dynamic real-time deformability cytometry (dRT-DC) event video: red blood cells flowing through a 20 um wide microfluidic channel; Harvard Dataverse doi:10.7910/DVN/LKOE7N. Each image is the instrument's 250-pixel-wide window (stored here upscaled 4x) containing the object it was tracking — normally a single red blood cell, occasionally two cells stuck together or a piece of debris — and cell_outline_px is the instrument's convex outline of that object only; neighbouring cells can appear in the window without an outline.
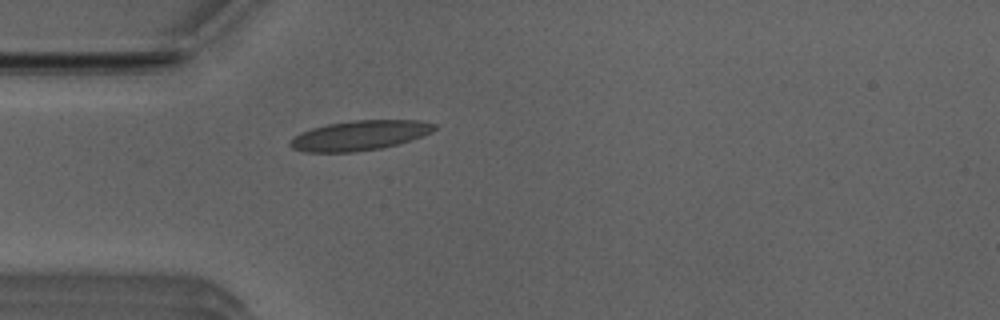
{"species": "Egyptian fruit bat (a non-hibernating species)", "species_latin": "Rousettus aegyptiacus", "temperature_condition": "room temperature", "stored_images_in_passage": 5, "camera_frame_rate_fps": 3000, "um_per_image_px": 0.085, "animal": {"sex": "male"}, "frame": {"image": 1, "passage_image": 1, "time_ms": 0.0, "image_size_px": [1000, 320], "cell_outline_px": [[436, 128], [432, 132], [396, 144], [380, 148], [352, 152], [304, 152], [292, 148], [288, 144], [288, 140], [292, 136], [300, 132], [312, 128], [328, 124], [352, 120], [420, 120], [436, 124]], "centroid_in_image_um": [30.5, 11.5], "position_along_channel_um": 54.5, "area_um2": 25.03}}